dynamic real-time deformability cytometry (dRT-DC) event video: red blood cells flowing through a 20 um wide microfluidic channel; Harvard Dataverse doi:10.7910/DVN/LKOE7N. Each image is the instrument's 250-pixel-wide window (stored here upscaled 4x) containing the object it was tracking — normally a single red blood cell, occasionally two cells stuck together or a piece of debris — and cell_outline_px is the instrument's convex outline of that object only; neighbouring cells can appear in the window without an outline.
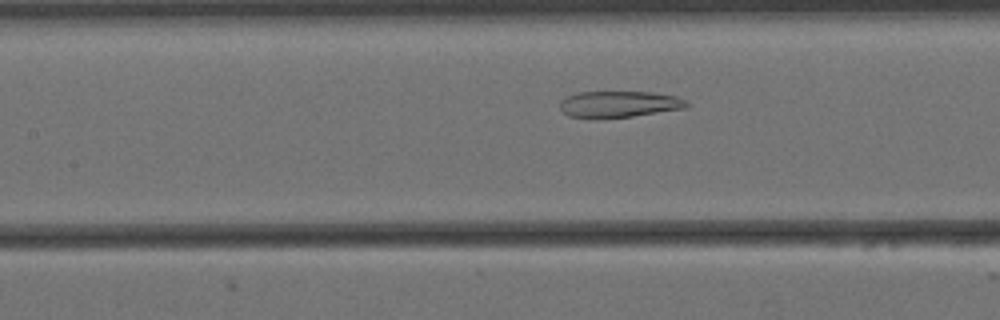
{"species": "Egyptian fruit bat (a non-hibernating species)", "species_latin": "Rousettus aegyptiacus", "temperature_condition": "cold", "stored_images_in_passage": 42, "camera_frame_rate_fps": 3000, "um_per_image_px": 0.085, "animal": {"sex": "female"}, "frame": {"image": 1, "passage_image": 9, "time_ms": 2.667, "image_size_px": [1000, 320], "cell_outline_px": [[688, 108], [632, 116], [596, 120], [592, 120], [568, 116], [560, 108], [560, 100], [576, 92], [652, 92], [676, 96], [684, 100], [688, 104]], "centroid_in_image_um": [52.57, 8.88], "position_along_channel_um": 154.8, "area_um2": 19.88}}
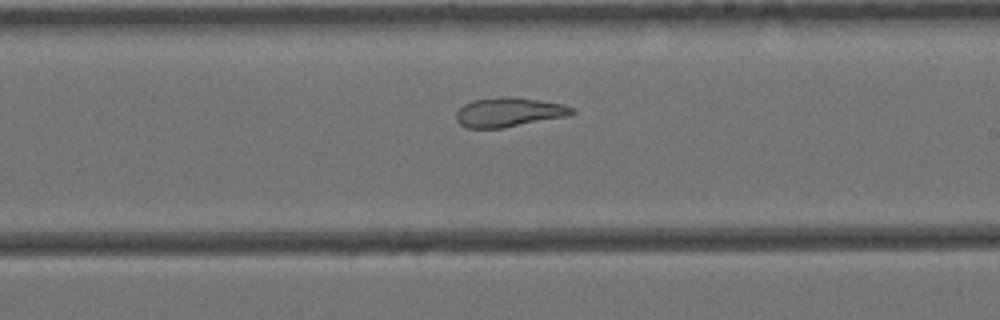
{"frame": {"image": 2, "passage_image": 17, "time_ms": 5.333, "image_size_px": [1000, 320], "cell_outline_px": [[576, 112], [572, 116], [500, 128], [464, 128], [456, 120], [456, 112], [464, 104], [472, 100], [500, 96], [512, 96], [540, 100], [564, 104], [572, 108]], "centroid_in_image_um": [43.27, 9.53], "position_along_channel_um": 245.7, "area_um2": 20.11}}
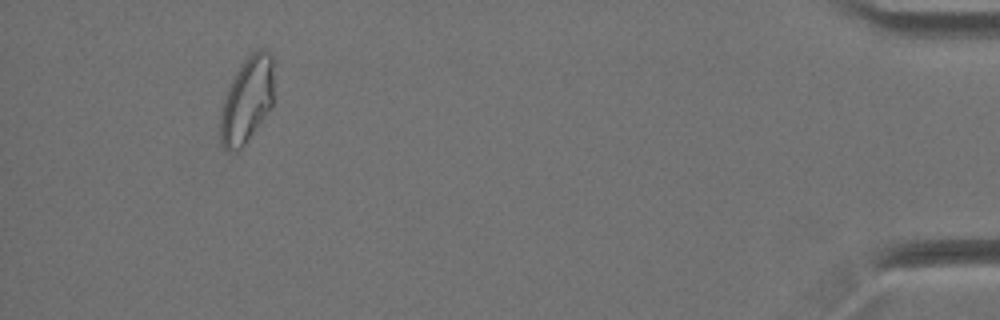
{"frame": {"image": 3, "passage_image": 38, "time_ms": 12.333, "image_size_px": [1000, 320], "cell_outline_px": [[272, 108], [244, 144], [236, 152], [228, 152], [220, 144], [220, 116], [224, 100], [232, 76], [240, 64], [252, 52], [260, 48], [264, 48], [272, 56]], "centroid_in_image_um": [20.97, 8.51], "position_along_channel_um": 414.2, "area_um2": 26.82}, "authors_computed_cell_mechanics": {"area_um2": 21.8773, "velocity_mm_per_s": 3.4333, "shape_relaxation_time_tau1_ms": null, "shape_relaxation_time_tau2_ms": 3.1617, "deformation_change_tau1": null, "deformation_change_tau2": 0.0986}}